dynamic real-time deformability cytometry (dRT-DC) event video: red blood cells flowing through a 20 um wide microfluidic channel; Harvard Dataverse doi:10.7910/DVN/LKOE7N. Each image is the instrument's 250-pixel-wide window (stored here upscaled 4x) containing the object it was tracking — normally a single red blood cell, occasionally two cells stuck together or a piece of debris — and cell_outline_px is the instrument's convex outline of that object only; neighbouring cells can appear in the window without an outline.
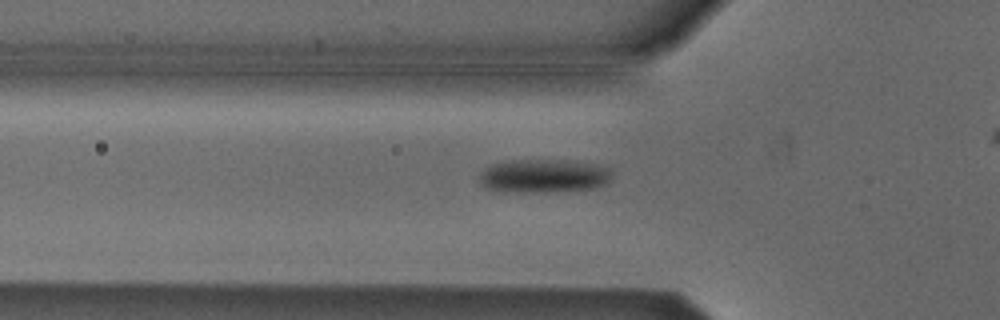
{"species": "Egyptian fruit bat (a non-hibernating species)", "species_latin": "Rousettus aegyptiacus", "temperature_condition": "cold", "stored_images_in_passage": 35, "camera_frame_rate_fps": 3000, "um_per_image_px": 0.085, "animal": {"sex": "male"}, "frame": {"image": 1, "passage_image": 6, "time_ms": 1.667, "image_size_px": [1000, 320], "cell_outline_px": [[612, 176], [608, 184], [592, 188], [556, 192], [504, 192], [484, 188], [480, 184], [480, 172], [492, 164], [508, 160], [564, 160], [592, 164], [608, 168], [612, 172]], "centroid_in_image_um": [46.19, 14.97], "position_along_channel_um": 79.6, "area_um2": 26.18}}
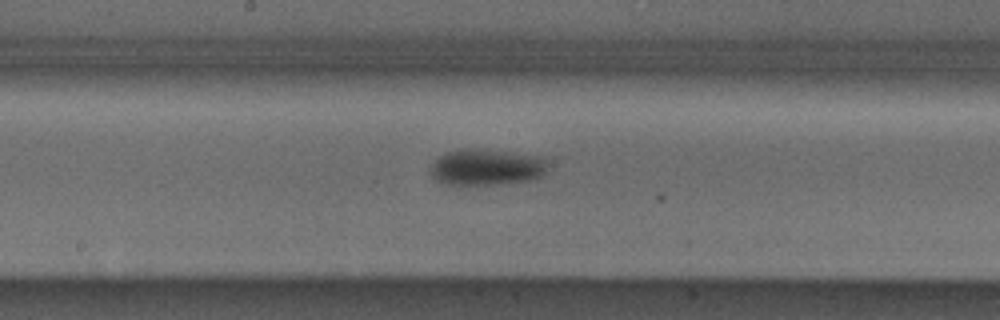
{"frame": {"image": 2, "passage_image": 16, "time_ms": 5.0, "image_size_px": [1000, 320], "cell_outline_px": [[548, 164], [544, 176], [536, 180], [500, 184], [444, 184], [436, 180], [428, 172], [428, 168], [440, 156], [448, 152], [464, 148], [540, 156]], "centroid_in_image_um": [41.35, 14.24], "position_along_channel_um": 206.8, "area_um2": 24.68}}
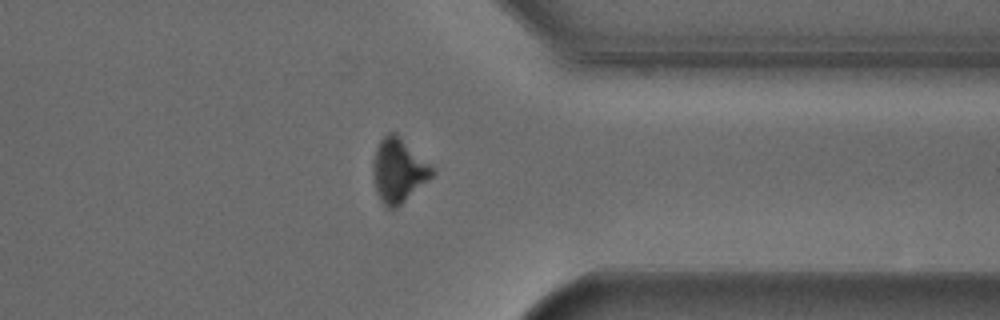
{"frame": {"image": 3, "passage_image": 30, "time_ms": 9.667, "image_size_px": [1000, 320], "cell_outline_px": [[436, 172], [428, 180], [392, 212], [380, 200], [376, 188], [372, 172], [376, 148], [380, 140], [388, 132], [396, 132], [432, 164]], "centroid_in_image_um": [33.9, 14.47], "position_along_channel_um": 377.5, "area_um2": 22.2}, "authors_computed_cell_mechanics": {"area_um2": 24.6806, "velocity_mm_per_s": 3.8048, "shape_relaxation_time_tau1_ms": 3.9886, "shape_relaxation_time_tau2_ms": null, "deformation_change_tau1": 0.1006, "deformation_change_tau2": null}}